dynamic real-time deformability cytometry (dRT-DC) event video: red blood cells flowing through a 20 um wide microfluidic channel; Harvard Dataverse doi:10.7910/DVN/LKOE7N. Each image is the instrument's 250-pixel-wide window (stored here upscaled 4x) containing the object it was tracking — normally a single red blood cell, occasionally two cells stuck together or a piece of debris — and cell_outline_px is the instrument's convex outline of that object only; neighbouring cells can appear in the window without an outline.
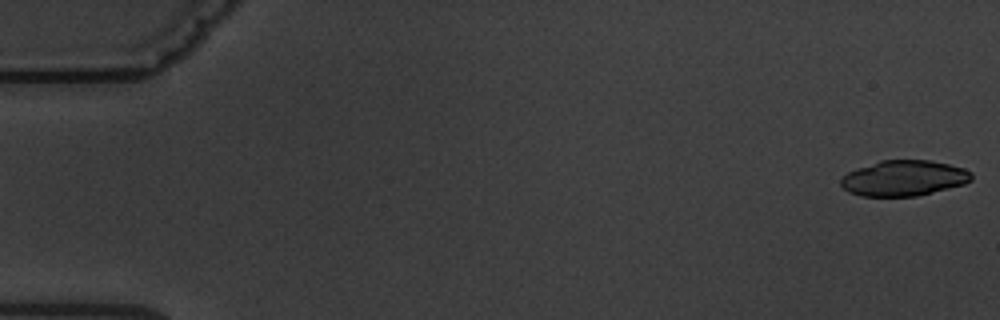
{"species": "common noctule bat (a hibernating species)", "species_latin": "Nyctalus noctula", "temperature_condition": "warm", "stored_images_in_passage": 9, "camera_frame_rate_fps": 3000, "um_per_image_px": 0.085, "animal": {"sex": "male", "body_mass_g": 19.5, "forearm_length_mm": 54.6}, "frame": {"image": 1, "passage_image": 1, "time_ms": 0.0, "image_size_px": [1000, 320], "cell_outline_px": [[972, 180], [964, 184], [916, 196], [860, 196], [848, 192], [840, 184], [840, 180], [848, 172], [856, 168], [880, 160], [932, 160], [964, 168], [972, 172]], "centroid_in_image_um": [76.82, 15.14], "position_along_channel_um": 8.2, "area_um2": 27.11}}